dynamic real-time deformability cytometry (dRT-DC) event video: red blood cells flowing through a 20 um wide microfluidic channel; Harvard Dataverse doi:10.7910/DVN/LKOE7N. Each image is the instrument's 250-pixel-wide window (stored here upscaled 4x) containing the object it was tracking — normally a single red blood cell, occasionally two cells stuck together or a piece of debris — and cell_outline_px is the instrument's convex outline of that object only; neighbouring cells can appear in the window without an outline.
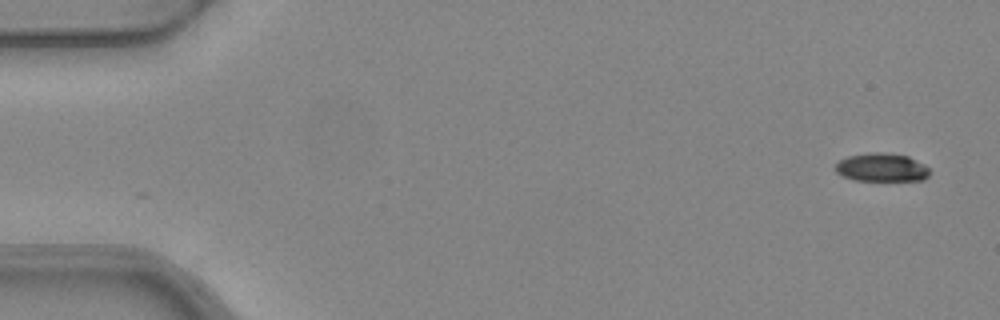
{"species": "common noctule bat (a hibernating species)", "species_latin": "Nyctalus noctula", "temperature_condition": "warm", "stored_images_in_passage": 5, "camera_frame_rate_fps": 3000, "um_per_image_px": 0.085, "animal": {"sex": "female", "body_mass_g": 24.6, "forearm_length_mm": 56.2}, "frame": {"image": 1, "passage_image": 1, "time_ms": 0.0, "image_size_px": [1000, 320], "cell_outline_px": [[932, 172], [924, 180], [856, 180], [844, 176], [836, 172], [836, 164], [840, 160], [848, 156], [872, 152], [884, 152], [908, 156], [924, 164]], "centroid_in_image_um": [74.98, 14.22], "position_along_channel_um": 10.0, "area_um2": 15.49}}
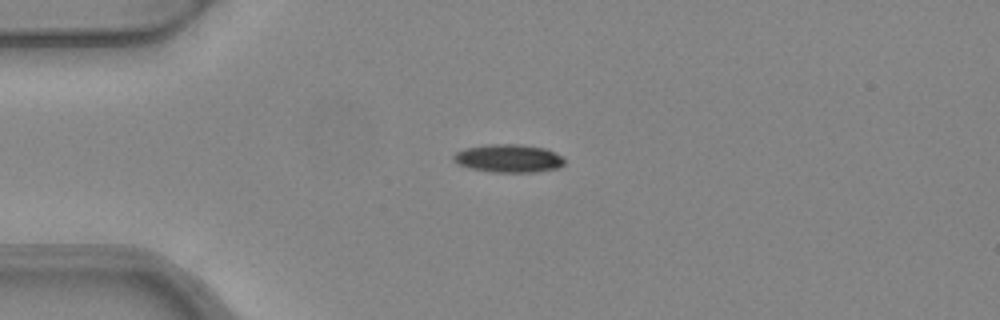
{"frame": {"image": 2, "passage_image": 4, "time_ms": 1.0, "image_size_px": [1000, 320], "cell_outline_px": [[564, 164], [560, 168], [536, 172], [496, 172], [472, 168], [460, 164], [452, 160], [452, 156], [456, 152], [464, 148], [488, 144], [520, 144], [544, 148], [564, 156]], "centroid_in_image_um": [43.26, 13.45], "position_along_channel_um": 41.7, "area_um2": 18.21}}